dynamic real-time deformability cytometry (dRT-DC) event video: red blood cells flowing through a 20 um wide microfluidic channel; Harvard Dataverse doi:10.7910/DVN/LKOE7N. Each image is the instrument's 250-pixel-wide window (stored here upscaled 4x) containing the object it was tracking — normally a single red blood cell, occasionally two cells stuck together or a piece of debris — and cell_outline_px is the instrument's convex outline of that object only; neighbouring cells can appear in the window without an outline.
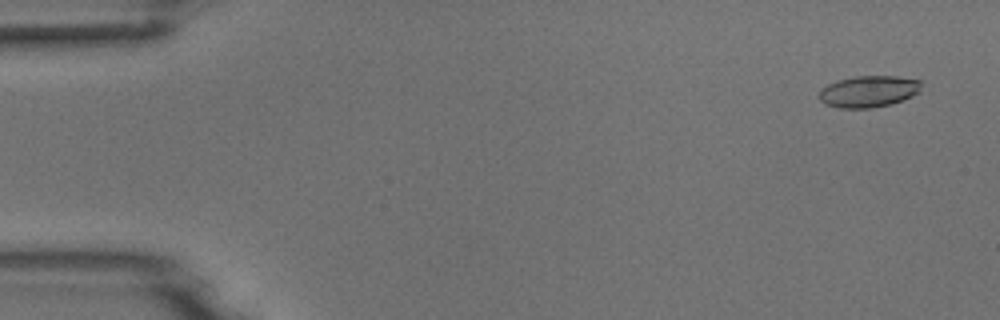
{"species": "common noctule bat (a hibernating species)", "species_latin": "Nyctalus noctula", "temperature_condition": "room temperature", "stored_images_in_passage": 4, "camera_frame_rate_fps": 3000, "um_per_image_px": 0.085, "animal": {"sex": "male", "body_mass_g": 18.8}, "frame": {"image": 1, "passage_image": 1, "time_ms": 0.0, "image_size_px": [1000, 320], "cell_outline_px": [[920, 92], [912, 96], [888, 104], [872, 108], [840, 108], [824, 104], [816, 96], [828, 84], [836, 80], [852, 76], [896, 76], [920, 80]], "centroid_in_image_um": [73.79, 7.76], "position_along_channel_um": 11.2, "area_um2": 18.79}}
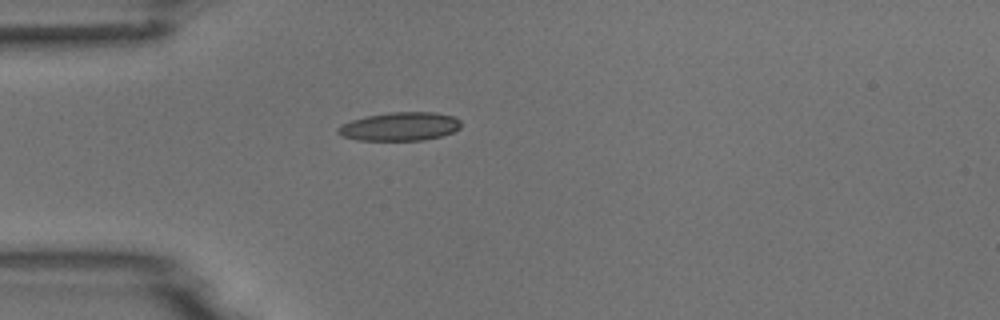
{"frame": {"image": 2, "passage_image": 4, "time_ms": 4.0, "image_size_px": [1000, 320], "cell_outline_px": [[460, 128], [452, 132], [440, 136], [424, 140], [356, 140], [344, 136], [336, 132], [336, 128], [340, 124], [352, 120], [368, 116], [392, 112], [432, 112], [452, 116], [460, 120]], "centroid_in_image_um": [33.96, 10.75], "position_along_channel_um": 51.0, "area_um2": 20.29}}